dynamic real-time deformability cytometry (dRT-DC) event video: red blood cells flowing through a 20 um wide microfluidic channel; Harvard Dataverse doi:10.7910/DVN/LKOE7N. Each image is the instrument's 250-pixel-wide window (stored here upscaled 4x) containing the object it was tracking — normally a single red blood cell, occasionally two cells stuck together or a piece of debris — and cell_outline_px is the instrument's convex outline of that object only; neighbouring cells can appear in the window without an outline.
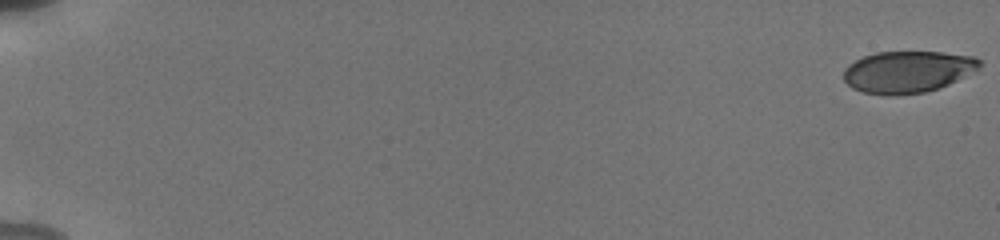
{"species": "human", "species_latin": "Homo sapiens", "temperature_condition": "cold", "stored_images_in_passage": 56, "camera_frame_rate_fps": 3000, "um_per_image_px": 0.085, "donor": {"sex": "male"}, "frame": {"image": 1, "passage_image": 1, "time_ms": 0.0, "image_size_px": [1000, 240], "cell_outline_px": [[980, 68], [976, 72], [948, 84], [924, 92], [864, 92], [852, 88], [844, 80], [844, 68], [848, 64], [864, 56], [876, 52], [940, 52], [976, 56], [980, 60]], "centroid_in_image_um": [77.2, 6.05], "position_along_channel_um": 7.8, "area_um2": 32.31}}
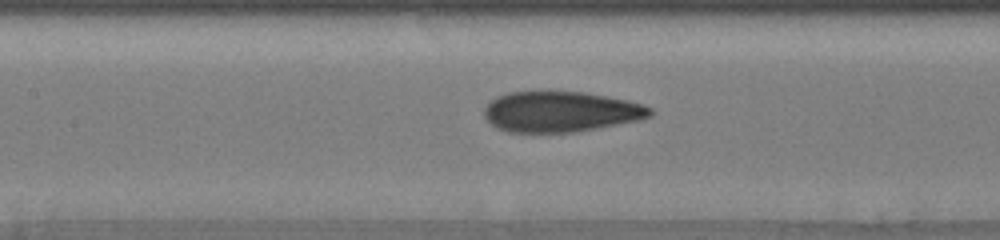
{"frame": {"image": 2, "passage_image": 29, "time_ms": 9.333, "image_size_px": [1000, 240], "cell_outline_px": [[652, 116], [640, 120], [576, 132], [508, 132], [496, 128], [484, 116], [484, 108], [488, 100], [496, 96], [508, 92], [584, 92], [628, 100], [644, 104], [652, 108]], "centroid_in_image_um": [47.65, 9.49], "position_along_channel_um": 159.7, "area_um2": 39.42}}
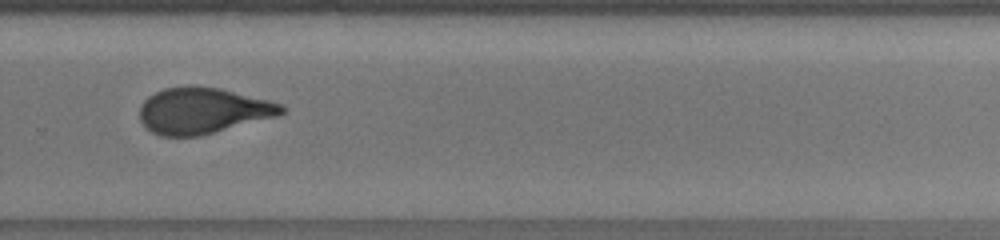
{"frame": {"image": 3, "passage_image": 41, "time_ms": 13.333, "image_size_px": [1000, 240], "cell_outline_px": [[284, 112], [280, 116], [200, 136], [160, 136], [152, 132], [140, 120], [140, 104], [148, 96], [164, 88], [188, 84], [196, 84], [220, 88], [268, 100], [280, 104], [284, 108]], "centroid_in_image_um": [17.23, 9.39], "position_along_channel_um": 312.6, "area_um2": 38.49}, "authors_computed_cell_mechanics": {"area_um2": 38.0324, "velocity_mm_per_s": 3.8431, "shape_relaxation_time_tau1_ms": 4.9102, "shape_relaxation_time_tau2_ms": 1.183, "deformation_change_tau1": 0.195, "deformation_change_tau2": 0.0852}}